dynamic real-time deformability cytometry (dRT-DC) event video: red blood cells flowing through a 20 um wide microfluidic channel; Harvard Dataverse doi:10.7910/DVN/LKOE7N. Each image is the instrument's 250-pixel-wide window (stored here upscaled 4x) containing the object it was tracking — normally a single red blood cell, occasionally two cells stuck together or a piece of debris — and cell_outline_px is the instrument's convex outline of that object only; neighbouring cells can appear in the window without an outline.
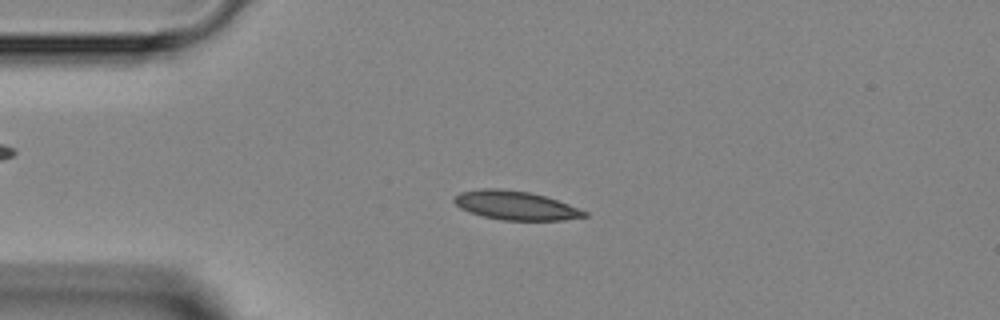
{"species": "Egyptian fruit bat (a non-hibernating species)", "species_latin": "Rousettus aegyptiacus", "temperature_condition": "room temperature", "stored_images_in_passage": 4, "camera_frame_rate_fps": 3000, "um_per_image_px": 0.085, "animal": {"sex": "female"}, "frame": {"image": 1, "passage_image": 3, "time_ms": 2.333, "image_size_px": [1000, 320], "cell_outline_px": [[588, 216], [564, 220], [500, 220], [468, 212], [460, 208], [452, 200], [460, 192], [480, 188], [500, 188], [528, 192], [544, 196], [568, 204], [588, 212]], "centroid_in_image_um": [43.8, 17.46], "position_along_channel_um": 41.2, "area_um2": 21.85}}